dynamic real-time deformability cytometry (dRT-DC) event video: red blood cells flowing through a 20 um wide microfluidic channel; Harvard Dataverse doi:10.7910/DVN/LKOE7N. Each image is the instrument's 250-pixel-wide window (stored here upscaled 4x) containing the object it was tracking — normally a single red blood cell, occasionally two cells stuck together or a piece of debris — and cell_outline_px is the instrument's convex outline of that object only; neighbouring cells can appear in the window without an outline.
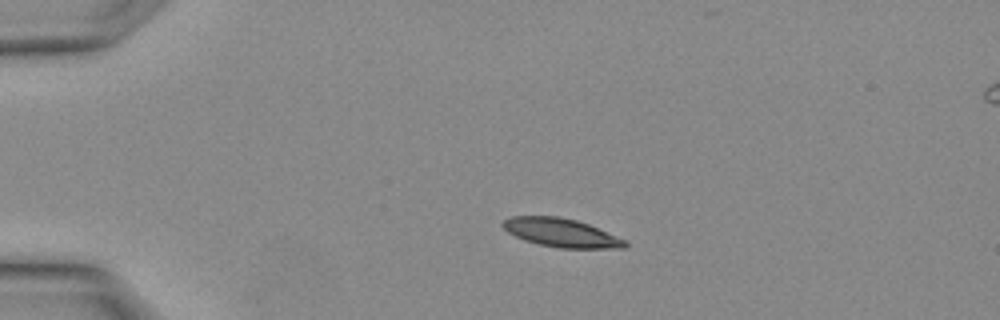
{"species": "Egyptian fruit bat (a non-hibernating species)", "species_latin": "Rousettus aegyptiacus", "temperature_condition": "warm", "stored_images_in_passage": 13, "camera_frame_rate_fps": 3000, "um_per_image_px": 0.085, "animal": {"sex": "female"}, "frame": {"image": 1, "passage_image": 7, "time_ms": 2.0, "image_size_px": [1000, 320], "cell_outline_px": [[628, 244], [624, 248], [560, 248], [540, 244], [524, 240], [508, 232], [500, 224], [504, 220], [512, 216], [560, 216], [576, 220], [588, 224], [628, 240]], "centroid_in_image_um": [47.73, 19.78], "position_along_channel_um": 37.3, "area_um2": 20.35}}
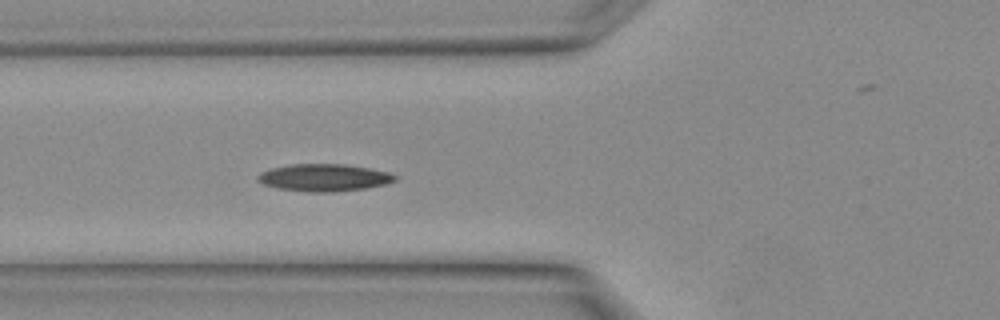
{"frame": {"image": 2, "passage_image": 12, "time_ms": 3.667, "image_size_px": [1000, 320], "cell_outline_px": [[396, 180], [384, 184], [364, 188], [332, 192], [308, 192], [276, 188], [264, 184], [256, 180], [256, 176], [260, 172], [272, 168], [288, 164], [344, 164], [368, 168], [388, 172], [396, 176]], "centroid_in_image_um": [27.48, 15.09], "position_along_channel_um": 98.3, "area_um2": 21.73}}